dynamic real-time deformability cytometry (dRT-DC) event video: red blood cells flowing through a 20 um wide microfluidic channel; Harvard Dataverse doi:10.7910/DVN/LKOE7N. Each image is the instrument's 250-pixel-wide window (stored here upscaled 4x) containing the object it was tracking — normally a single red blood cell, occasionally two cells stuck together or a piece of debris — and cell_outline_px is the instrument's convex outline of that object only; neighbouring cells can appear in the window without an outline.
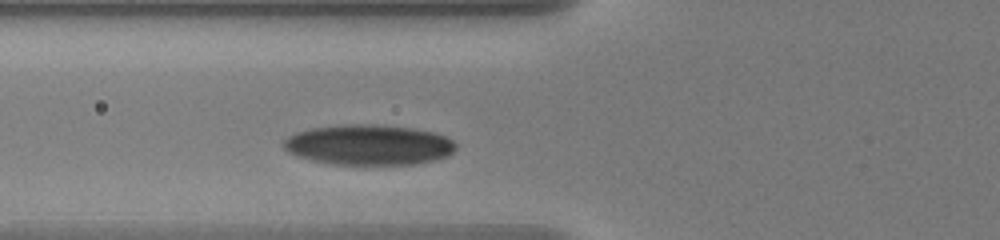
{"species": "human", "species_latin": "Homo sapiens", "temperature_condition": "warm", "stored_images_in_passage": 2, "camera_frame_rate_fps": 3000, "um_per_image_px": 0.085, "donor": {"sex": "male"}, "frame": {"image": 1, "passage_image": 2, "time_ms": 0.333, "image_size_px": [1000, 240], "cell_outline_px": [[456, 148], [448, 156], [432, 160], [412, 164], [332, 164], [312, 160], [296, 156], [288, 152], [284, 148], [284, 140], [288, 136], [296, 132], [312, 128], [348, 124], [372, 124], [412, 128], [432, 132], [444, 136], [452, 140], [456, 144]], "centroid_in_image_um": [31.32, 12.31], "position_along_channel_um": 94.5, "area_um2": 40.23}}